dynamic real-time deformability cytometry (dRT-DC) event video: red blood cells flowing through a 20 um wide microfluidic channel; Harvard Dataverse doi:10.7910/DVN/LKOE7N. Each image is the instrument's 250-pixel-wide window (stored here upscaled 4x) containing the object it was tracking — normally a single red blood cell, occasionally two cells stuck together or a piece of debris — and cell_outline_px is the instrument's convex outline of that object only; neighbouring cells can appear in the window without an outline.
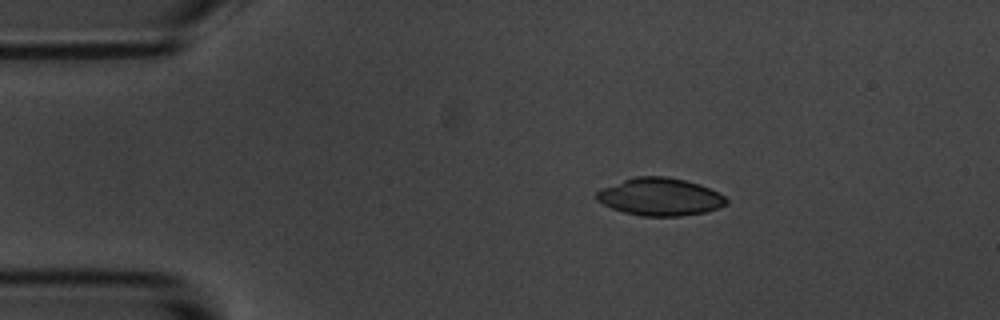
{"species": "common noctule bat (a hibernating species)", "species_latin": "Nyctalus noctula", "temperature_condition": "room temperature", "stored_images_in_passage": 4, "camera_frame_rate_fps": 3000, "um_per_image_px": 0.085, "animal": {"sex": "male", "body_mass_g": 20.1, "forearm_length_mm": 53.5}, "frame": {"image": 1, "passage_image": 1, "time_ms": 0.0, "image_size_px": [1000, 320], "cell_outline_px": [[728, 204], [720, 208], [704, 212], [680, 216], [640, 216], [624, 212], [612, 208], [596, 200], [596, 192], [600, 188], [632, 176], [668, 176], [700, 184], [724, 196], [728, 200]], "centroid_in_image_um": [56.08, 16.72], "position_along_channel_um": 28.9, "area_um2": 28.61}}